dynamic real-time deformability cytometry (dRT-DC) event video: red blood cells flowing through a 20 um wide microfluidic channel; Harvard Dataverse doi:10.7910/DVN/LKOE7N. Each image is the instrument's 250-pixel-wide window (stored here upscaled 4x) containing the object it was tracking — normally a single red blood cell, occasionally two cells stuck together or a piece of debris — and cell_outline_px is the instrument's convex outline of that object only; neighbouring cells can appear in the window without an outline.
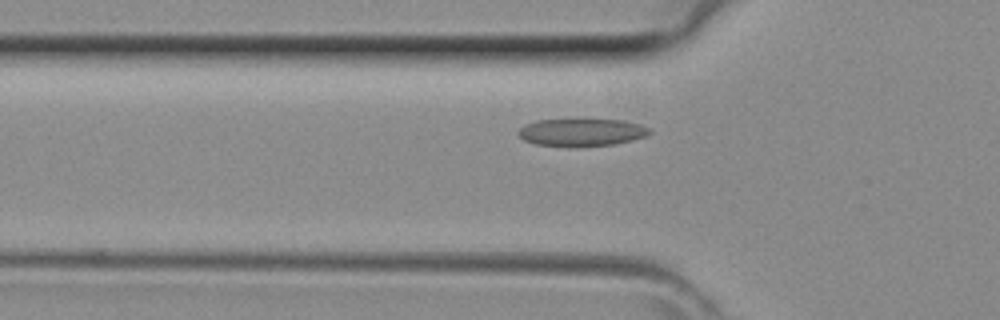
{"species": "common noctule bat (a hibernating species)", "species_latin": "Nyctalus noctula", "temperature_condition": "room temperature", "stored_images_in_passage": 39, "camera_frame_rate_fps": 3000, "um_per_image_px": 0.085, "animal": {"sex": "female", "body_mass_g": 29.2, "forearm_length_mm": 56.3}, "frame": {"image": 1, "passage_image": 10, "time_ms": 3.0, "image_size_px": [1000, 320], "cell_outline_px": [[652, 132], [648, 136], [632, 140], [612, 144], [576, 148], [572, 148], [536, 144], [524, 140], [516, 132], [520, 128], [536, 120], [620, 120], [640, 124], [652, 128]], "centroid_in_image_um": [49.47, 11.27], "position_along_channel_um": 76.3, "area_um2": 21.27}}
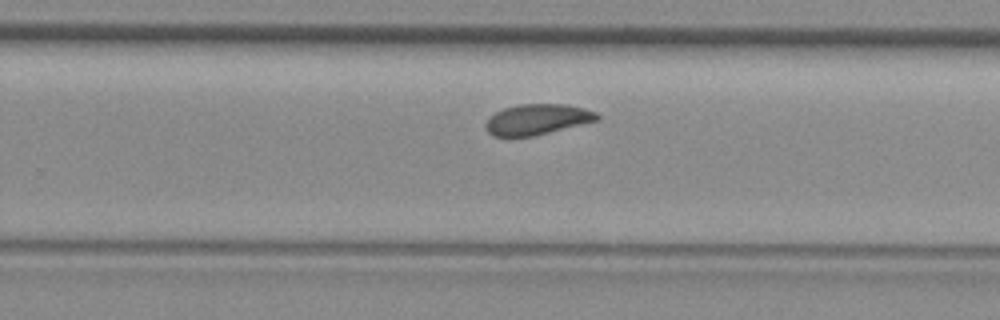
{"frame": {"image": 2, "passage_image": 23, "time_ms": 7.333, "image_size_px": [1000, 320], "cell_outline_px": [[600, 120], [532, 136], [492, 136], [488, 132], [484, 124], [488, 116], [504, 108], [520, 104], [564, 104], [584, 108], [596, 112], [600, 116]], "centroid_in_image_um": [45.65, 10.14], "position_along_channel_um": 284.1, "area_um2": 19.88}}
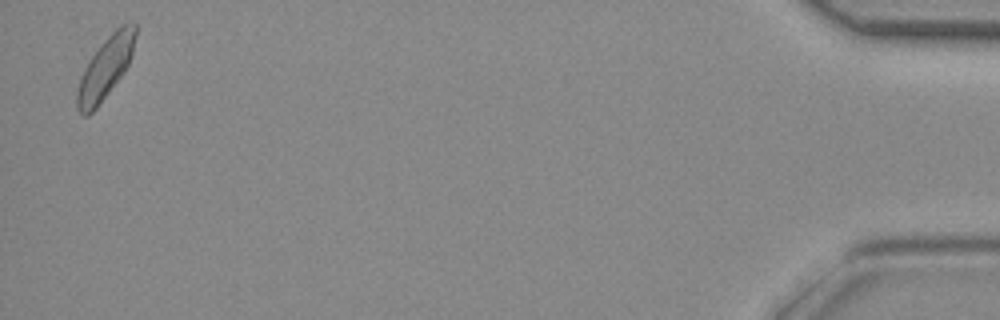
{"frame": {"image": 3, "passage_image": 38, "time_ms": 12.333, "image_size_px": [1000, 320], "cell_outline_px": [[136, 36], [132, 52], [128, 64], [124, 72], [96, 108], [88, 116], [84, 116], [76, 108], [76, 92], [84, 68], [88, 60], [100, 44], [116, 28], [124, 24], [136, 24]], "centroid_in_image_um": [8.93, 5.79], "position_along_channel_um": 426.3, "area_um2": 20.69}}